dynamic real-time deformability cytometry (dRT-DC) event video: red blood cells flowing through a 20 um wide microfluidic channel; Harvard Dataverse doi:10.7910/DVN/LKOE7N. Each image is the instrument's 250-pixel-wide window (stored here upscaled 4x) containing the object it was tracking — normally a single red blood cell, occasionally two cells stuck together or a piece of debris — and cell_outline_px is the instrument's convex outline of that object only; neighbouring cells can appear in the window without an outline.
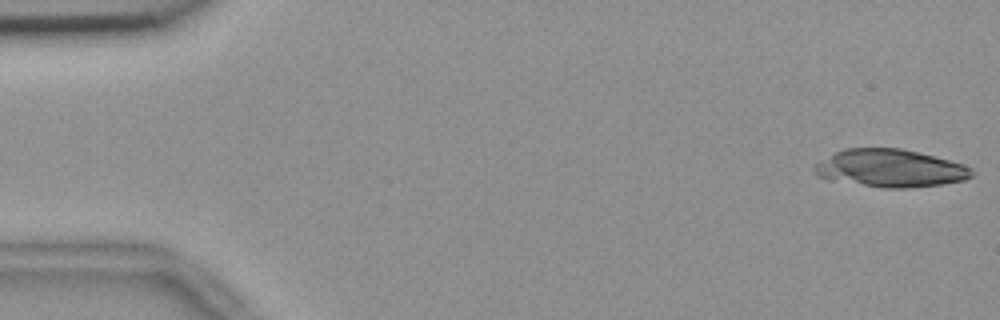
{"species": "common noctule bat (a hibernating species)", "species_latin": "Nyctalus noctula", "temperature_condition": "room temperature", "stored_images_in_passage": 53, "camera_frame_rate_fps": 3000, "um_per_image_px": 0.085, "animal": {"sex": "female", "body_mass_g": 18.4}, "frame": {"image": 1, "passage_image": 1, "time_ms": 0.0, "image_size_px": [1000, 320], "cell_outline_px": [[972, 176], [964, 180], [940, 184], [908, 188], [884, 188], [820, 176], [812, 168], [816, 164], [836, 152], [844, 148], [900, 148], [964, 164], [972, 168]], "centroid_in_image_um": [75.73, 14.29], "position_along_channel_um": 9.3, "area_um2": 33.64}}